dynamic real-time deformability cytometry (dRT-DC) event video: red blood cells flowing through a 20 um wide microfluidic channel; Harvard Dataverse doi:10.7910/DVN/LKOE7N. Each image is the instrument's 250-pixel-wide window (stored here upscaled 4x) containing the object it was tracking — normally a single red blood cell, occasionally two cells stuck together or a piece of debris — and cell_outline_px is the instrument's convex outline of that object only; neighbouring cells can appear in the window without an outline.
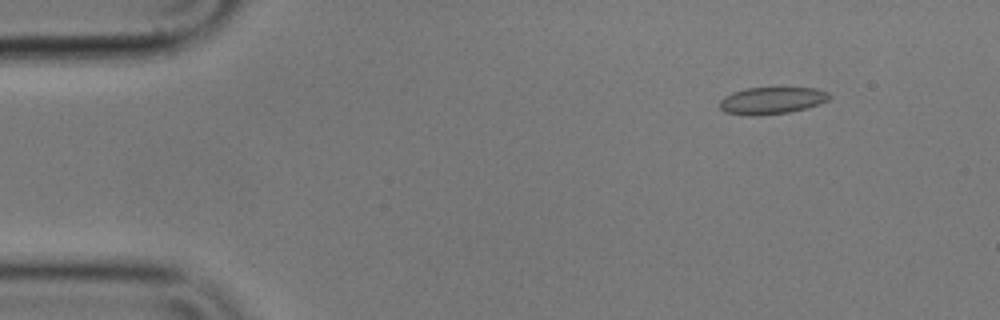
{"species": "common noctule bat (a hibernating species)", "species_latin": "Nyctalus noctula", "temperature_condition": "cold", "stored_images_in_passage": 55, "camera_frame_rate_fps": 3000, "um_per_image_px": 0.085, "animal": {"sex": "male", "body_mass_g": 17.9}, "frame": {"image": 1, "passage_image": 6, "time_ms": 1.667, "image_size_px": [1000, 320], "cell_outline_px": [[832, 96], [828, 100], [820, 104], [788, 112], [756, 116], [752, 116], [724, 112], [720, 108], [720, 100], [724, 96], [732, 92], [748, 88], [816, 88], [828, 92]], "centroid_in_image_um": [65.59, 8.54], "position_along_channel_um": 19.4, "area_um2": 17.22}}
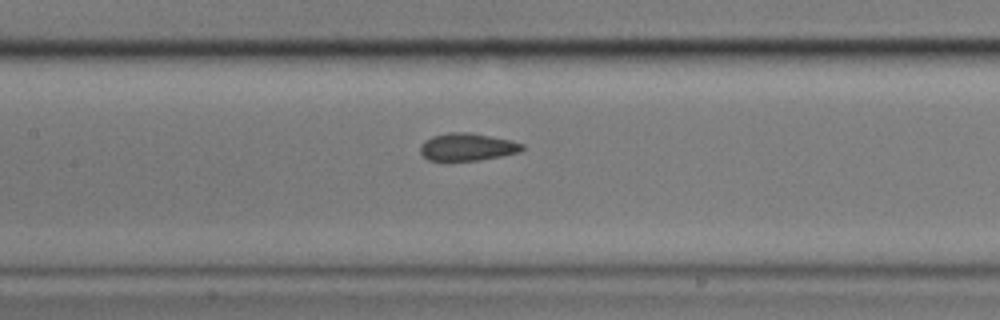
{"frame": {"image": 2, "passage_image": 25, "time_ms": 8.0, "image_size_px": [1000, 320], "cell_outline_px": [[524, 148], [520, 152], [480, 160], [428, 160], [420, 152], [420, 144], [424, 140], [432, 136], [448, 132], [468, 132], [512, 140], [524, 144]], "centroid_in_image_um": [39.72, 12.48], "position_along_channel_um": 167.7, "area_um2": 16.36}}
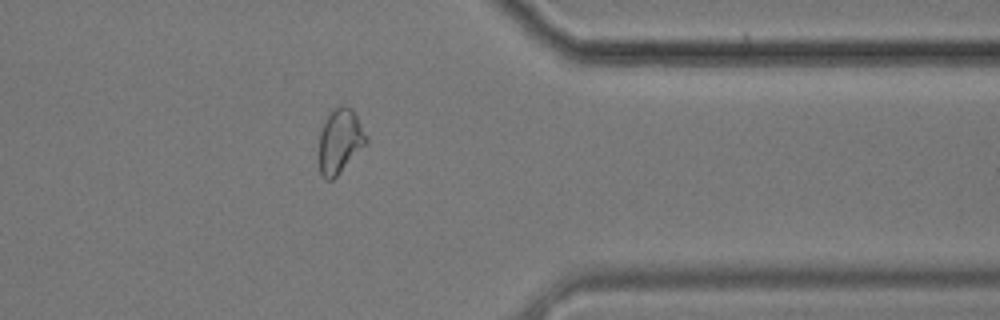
{"frame": {"image": 3, "passage_image": 44, "time_ms": 14.333, "image_size_px": [1000, 320], "cell_outline_px": [[368, 144], [332, 180], [328, 180], [320, 172], [320, 132], [324, 120], [332, 108], [344, 104], [352, 108], [368, 136]], "centroid_in_image_um": [28.93, 11.94], "position_along_channel_um": 382.5, "area_um2": 17.86}, "authors_computed_cell_mechanics": {"area_um2": 17.5134, "velocity_mm_per_s": 3.5807, "shape_relaxation_time_tau1_ms": null, "shape_relaxation_time_tau2_ms": 1.4393, "deformation_change_tau1": null, "deformation_change_tau2": 0.0425}}